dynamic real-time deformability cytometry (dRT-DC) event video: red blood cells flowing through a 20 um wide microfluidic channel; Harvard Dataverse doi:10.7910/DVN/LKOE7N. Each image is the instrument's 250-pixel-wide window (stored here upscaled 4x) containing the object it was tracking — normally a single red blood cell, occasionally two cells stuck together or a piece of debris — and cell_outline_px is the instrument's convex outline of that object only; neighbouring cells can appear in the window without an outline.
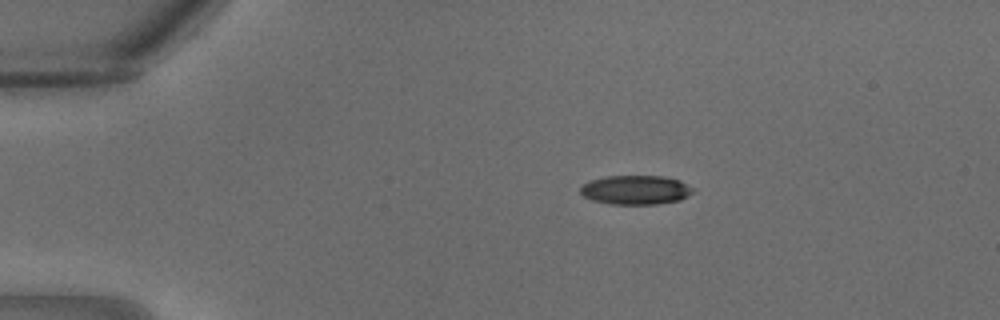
{"species": "common noctule bat (a hibernating species)", "species_latin": "Nyctalus noctula", "temperature_condition": "warm", "stored_images_in_passage": 26, "camera_frame_rate_fps": 3000, "um_per_image_px": 0.085, "animal": {"sex": "male", "body_mass_g": 18.8}, "frame": {"image": 1, "passage_image": 1, "time_ms": 0.0, "image_size_px": [1000, 320], "cell_outline_px": [[696, 188], [688, 196], [680, 200], [656, 204], [612, 204], [592, 200], [584, 196], [580, 192], [580, 188], [584, 184], [592, 180], [604, 176], [664, 176], [680, 180]], "centroid_in_image_um": [54.07, 16.14], "position_along_channel_um": 30.9, "area_um2": 19.19}}
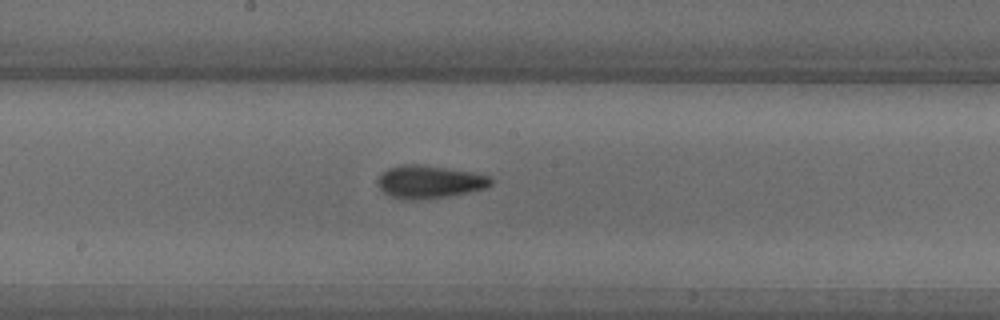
{"frame": {"image": 2, "passage_image": 12, "time_ms": 3.667, "image_size_px": [1000, 320], "cell_outline_px": [[492, 184], [484, 188], [468, 192], [448, 196], [392, 196], [384, 192], [380, 188], [380, 176], [388, 168], [404, 164], [416, 164], [472, 172], [488, 176], [492, 180]], "centroid_in_image_um": [36.56, 15.4], "position_along_channel_um": 211.6, "area_um2": 20.17}}
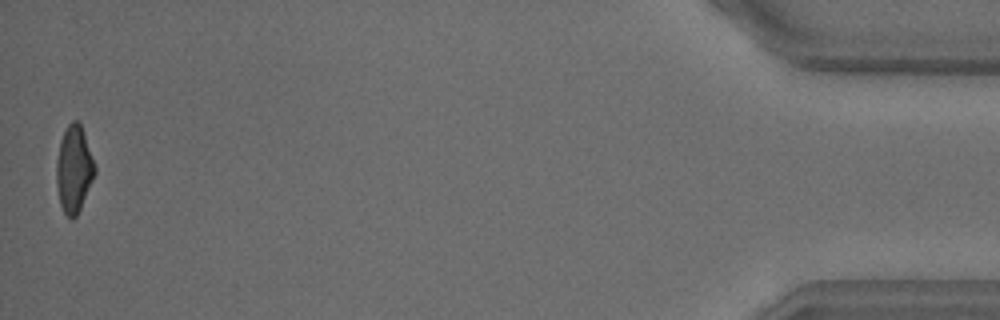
{"frame": {"image": 3, "passage_image": 26, "time_ms": 8.333, "image_size_px": [1000, 320], "cell_outline_px": [[96, 172], [80, 208], [76, 216], [72, 220], [64, 212], [60, 204], [56, 184], [56, 160], [60, 140], [68, 124], [72, 120], [80, 120], [96, 168]], "centroid_in_image_um": [6.27, 14.34], "position_along_channel_um": 428.9, "area_um2": 19.42}}